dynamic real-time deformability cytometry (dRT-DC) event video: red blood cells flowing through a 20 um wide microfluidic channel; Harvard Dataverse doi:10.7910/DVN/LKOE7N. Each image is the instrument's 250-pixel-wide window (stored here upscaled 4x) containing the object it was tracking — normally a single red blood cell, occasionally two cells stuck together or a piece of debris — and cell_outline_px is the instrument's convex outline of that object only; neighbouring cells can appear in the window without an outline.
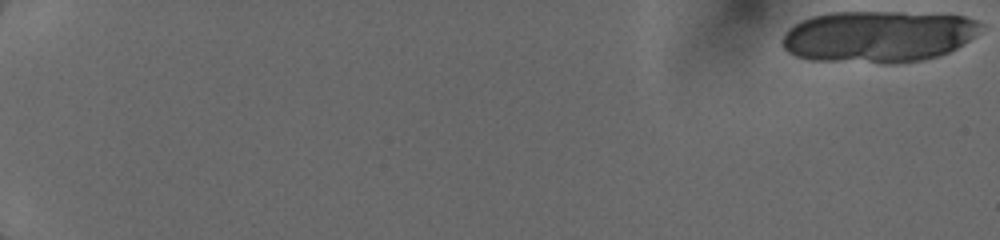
{"species": "human", "species_latin": "Homo sapiens", "temperature_condition": "cold", "stored_images_in_passage": 23, "camera_frame_rate_fps": 3000, "um_per_image_px": 0.085, "donor": {"sex": "female"}, "frame": {"image": 1, "passage_image": 1, "time_ms": 0.0, "image_size_px": [1000, 240], "cell_outline_px": [[980, 24], [972, 36], [968, 40], [956, 48], [940, 56], [924, 60], [892, 64], [884, 64], [812, 60], [796, 56], [788, 52], [784, 48], [784, 32], [788, 28], [812, 16], [828, 12], [900, 12], [964, 16], [976, 20]], "centroid_in_image_um": [74.6, 3.12], "position_along_channel_um": 10.4, "area_um2": 59.71}}
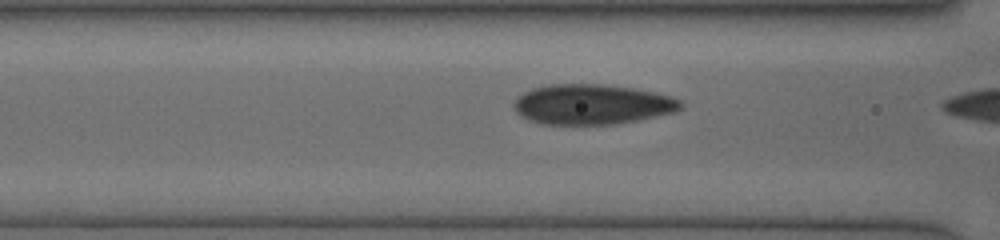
{"frame": {"image": 2, "passage_image": 22, "time_ms": 7.333, "image_size_px": [1000, 240], "cell_outline_px": [[684, 108], [676, 112], [640, 120], [616, 124], [540, 124], [528, 120], [520, 116], [516, 112], [512, 104], [516, 96], [532, 88], [548, 84], [604, 84], [632, 88], [672, 96], [680, 100], [684, 104]], "centroid_in_image_um": [50.32, 8.87], "position_along_channel_um": 116.3, "area_um2": 39.54}}